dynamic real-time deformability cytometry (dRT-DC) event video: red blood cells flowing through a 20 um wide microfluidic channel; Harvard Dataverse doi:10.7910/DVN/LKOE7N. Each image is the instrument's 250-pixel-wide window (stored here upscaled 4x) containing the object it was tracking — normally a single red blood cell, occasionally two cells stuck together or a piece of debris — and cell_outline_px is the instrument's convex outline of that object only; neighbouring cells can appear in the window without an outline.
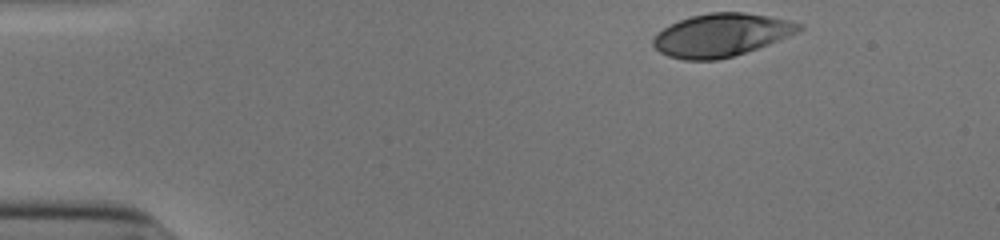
{"species": "human", "species_latin": "Homo sapiens", "temperature_condition": "cold", "stored_images_in_passage": 36, "camera_frame_rate_fps": 3000, "um_per_image_px": 0.085, "donor": {"sex": "male"}, "frame": {"image": 1, "passage_image": 1, "time_ms": 0.0, "image_size_px": [1000, 240], "cell_outline_px": [[804, 28], [800, 32], [768, 44], [732, 56], [716, 60], [684, 60], [668, 56], [660, 52], [652, 44], [652, 40], [656, 32], [680, 20], [692, 16], [708, 12], [744, 12], [768, 16], [788, 20], [804, 24]], "centroid_in_image_um": [61.32, 2.97], "position_along_channel_um": 23.7, "area_um2": 36.41}}
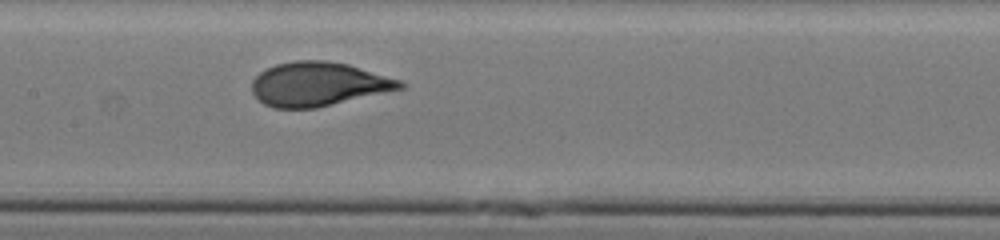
{"frame": {"image": 2, "passage_image": 20, "time_ms": 6.333, "image_size_px": [1000, 240], "cell_outline_px": [[408, 84], [404, 88], [316, 108], [272, 108], [264, 104], [252, 92], [252, 80], [260, 72], [276, 64], [296, 60], [328, 60], [348, 64], [400, 80]], "centroid_in_image_um": [27.06, 7.15], "position_along_channel_um": 180.3, "area_um2": 37.92}}
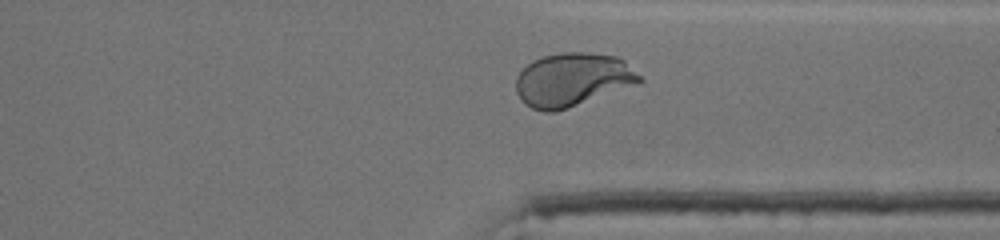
{"frame": {"image": 3, "passage_image": 34, "time_ms": 11.0, "image_size_px": [1000, 240], "cell_outline_px": [[644, 80], [640, 84], [568, 108], [552, 112], [544, 112], [532, 108], [524, 104], [516, 92], [516, 76], [532, 60], [544, 56], [564, 52], [588, 52], [616, 56], [624, 60], [644, 76]], "centroid_in_image_um": [48.72, 6.77], "position_along_channel_um": 362.7, "area_um2": 39.02}, "authors_computed_cell_mechanics": {"area_um2": 37.4833, "velocity_mm_per_s": 3.8965, "shape_relaxation_time_tau1_ms": 4.2276, "shape_relaxation_time_tau2_ms": null, "deformation_change_tau1": 0.2157, "deformation_change_tau2": null}}